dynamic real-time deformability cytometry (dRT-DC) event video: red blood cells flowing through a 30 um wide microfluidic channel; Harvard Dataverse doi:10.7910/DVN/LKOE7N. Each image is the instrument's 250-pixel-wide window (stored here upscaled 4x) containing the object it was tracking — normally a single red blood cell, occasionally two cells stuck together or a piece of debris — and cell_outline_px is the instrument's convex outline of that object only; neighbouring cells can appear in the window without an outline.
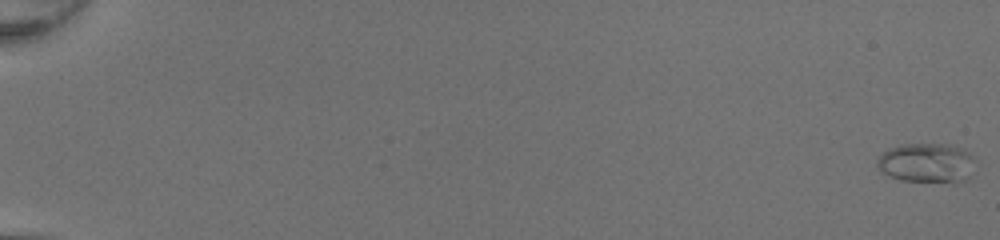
{"species": "common noctule bat (a hibernating species)", "species_latin": "Nyctalus noctula", "temperature_condition": "room temperature", "stored_images_in_passage": 52, "camera_frame_rate_fps": 3000, "um_per_image_px": 0.085, "animal": {"sex": "female", "body_mass_g": 20.0, "forearm_length_mm": 54.0}, "frame": {"image": 1, "passage_image": 1, "time_ms": 0.0, "image_size_px": [1000, 240], "cell_outline_px": [[976, 160], [968, 180], [952, 184], [900, 180], [888, 176], [876, 164], [876, 160], [888, 148], [900, 144], [952, 144], [964, 148]], "centroid_in_image_um": [78.82, 13.87], "position_along_channel_um": 6.2, "area_um2": 23.29}}
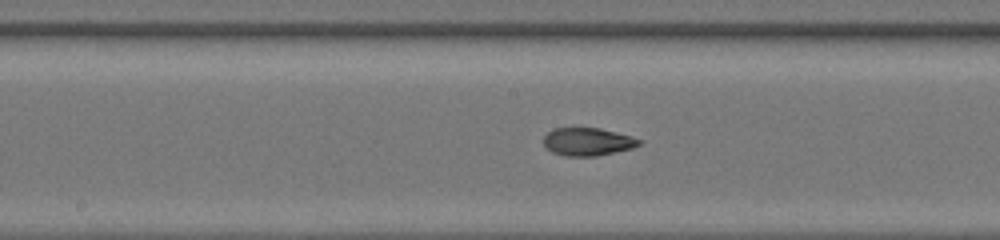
{"frame": {"image": 2, "passage_image": 30, "time_ms": 9.667, "image_size_px": [1000, 240], "cell_outline_px": [[644, 140], [640, 144], [632, 148], [596, 156], [564, 156], [552, 152], [544, 144], [544, 136], [552, 128], [600, 128], [632, 136]], "centroid_in_image_um": [49.97, 12.04], "position_along_channel_um": 198.2, "area_um2": 15.55}}
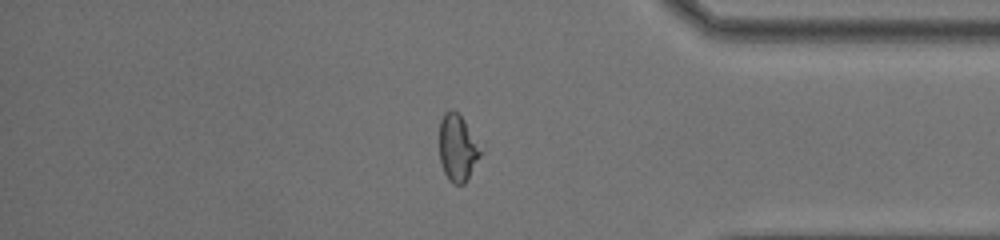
{"frame": {"image": 3, "passage_image": 45, "time_ms": 14.667, "image_size_px": [1000, 240], "cell_outline_px": [[484, 148], [468, 180], [464, 184], [452, 184], [448, 180], [444, 172], [440, 160], [440, 120], [444, 112], [452, 108], [464, 120]], "centroid_in_image_um": [38.92, 12.58], "position_along_channel_um": 396.3, "area_um2": 16.36}, "authors_computed_cell_mechanics": {"area_um2": 16.4152, "velocity_mm_per_s": 4.2719, "shape_relaxation_time_tau1_ms": 6.7567, "shape_relaxation_time_tau2_ms": 1.621, "deformation_change_tau1": 0.2259, "deformation_change_tau2": 0.0772}}